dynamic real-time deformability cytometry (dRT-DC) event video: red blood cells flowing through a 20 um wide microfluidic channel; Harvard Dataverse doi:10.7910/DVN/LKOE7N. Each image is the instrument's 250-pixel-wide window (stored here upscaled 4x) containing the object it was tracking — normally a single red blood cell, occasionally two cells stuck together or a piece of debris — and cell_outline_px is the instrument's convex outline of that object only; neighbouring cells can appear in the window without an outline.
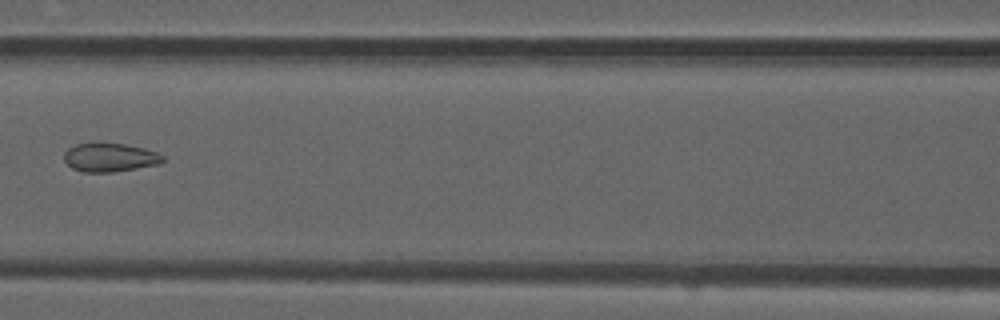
{"species": "common noctule bat (a hibernating species)", "species_latin": "Nyctalus noctula", "temperature_condition": "room temperature", "stored_images_in_passage": 4, "camera_frame_rate_fps": 3000, "um_per_image_px": 0.085, "animal": {"sex": "male", "forearm_length_mm": 52.5}, "frame": {"image": 1, "passage_image": 3, "time_ms": 0.667, "image_size_px": [1000, 320], "cell_outline_px": [[164, 160], [156, 164], [136, 168], [112, 172], [84, 172], [72, 168], [64, 160], [64, 152], [68, 148], [76, 144], [124, 144], [144, 148], [156, 152], [164, 156]], "centroid_in_image_um": [9.31, 13.39], "position_along_channel_um": 157.3, "area_um2": 16.13}}
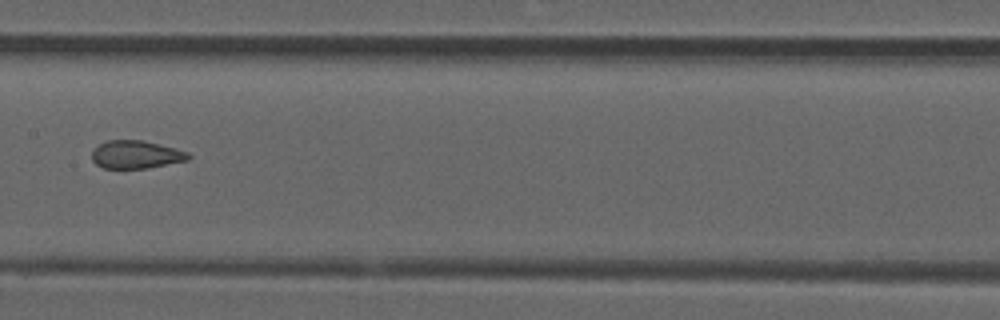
{"frame": {"image": 2, "passage_image": 4, "time_ms": 1.0, "image_size_px": [1000, 320], "cell_outline_px": [[192, 156], [188, 160], [148, 168], [104, 168], [96, 164], [92, 160], [92, 152], [100, 144], [108, 140], [144, 140], [176, 148], [188, 152]], "centroid_in_image_um": [11.59, 13.13], "position_along_channel_um": 195.8, "area_um2": 15.72}}